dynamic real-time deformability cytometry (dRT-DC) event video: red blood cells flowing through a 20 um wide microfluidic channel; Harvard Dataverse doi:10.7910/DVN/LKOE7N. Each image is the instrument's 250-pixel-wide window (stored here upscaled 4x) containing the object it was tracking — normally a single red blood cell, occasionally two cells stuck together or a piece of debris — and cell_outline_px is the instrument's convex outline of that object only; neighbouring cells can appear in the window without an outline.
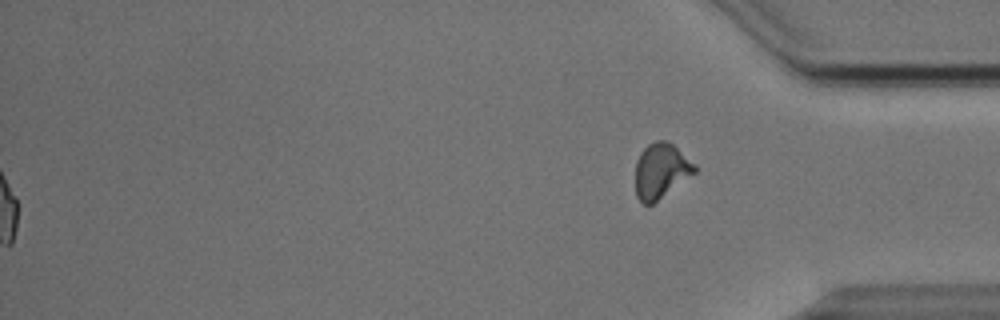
{"species": "Egyptian fruit bat (a non-hibernating species)", "species_latin": "Rousettus aegyptiacus", "temperature_condition": "cold", "stored_images_in_passage": 50, "segment_of_instrument_passage": [2, 2], "camera_frame_rate_fps": 3000, "um_per_image_px": 0.085, "animal": {"sex": "male"}, "frame": {"image": 1, "passage_image": 50, "time_ms": 16.333, "image_size_px": [1000, 320], "cell_outline_px": [[696, 172], [648, 208], [636, 196], [636, 160], [640, 152], [648, 144], [656, 140], [668, 140], [696, 164]], "centroid_in_image_um": [56.17, 14.52], "position_along_channel_um": 379.0, "area_um2": 19.25}}